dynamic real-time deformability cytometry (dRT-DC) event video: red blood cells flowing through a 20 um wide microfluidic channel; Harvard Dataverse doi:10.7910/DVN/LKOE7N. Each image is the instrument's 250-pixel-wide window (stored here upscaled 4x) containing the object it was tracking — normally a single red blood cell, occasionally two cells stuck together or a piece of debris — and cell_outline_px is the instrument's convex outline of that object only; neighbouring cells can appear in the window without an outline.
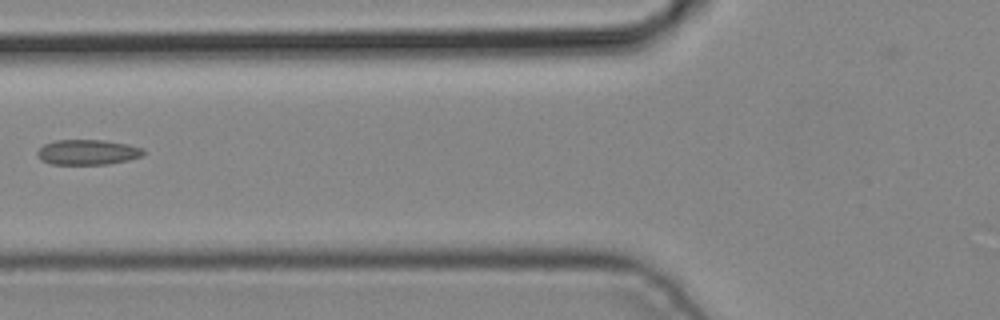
{"species": "common noctule bat (a hibernating species)", "species_latin": "Nyctalus noctula", "temperature_condition": "cold", "stored_images_in_passage": 2, "camera_frame_rate_fps": 3000, "um_per_image_px": 0.085, "animal": {"sex": "male", "body_mass_g": 19.2, "forearm_length_mm": 51.8}, "frame": {"image": 1, "passage_image": 2, "time_ms": 0.333, "image_size_px": [1000, 320], "cell_outline_px": [[144, 152], [140, 156], [128, 160], [108, 164], [52, 164], [40, 160], [36, 156], [36, 152], [44, 144], [56, 140], [104, 140], [128, 144], [144, 148]], "centroid_in_image_um": [7.42, 12.93], "position_along_channel_um": 118.4, "area_um2": 15.61}}